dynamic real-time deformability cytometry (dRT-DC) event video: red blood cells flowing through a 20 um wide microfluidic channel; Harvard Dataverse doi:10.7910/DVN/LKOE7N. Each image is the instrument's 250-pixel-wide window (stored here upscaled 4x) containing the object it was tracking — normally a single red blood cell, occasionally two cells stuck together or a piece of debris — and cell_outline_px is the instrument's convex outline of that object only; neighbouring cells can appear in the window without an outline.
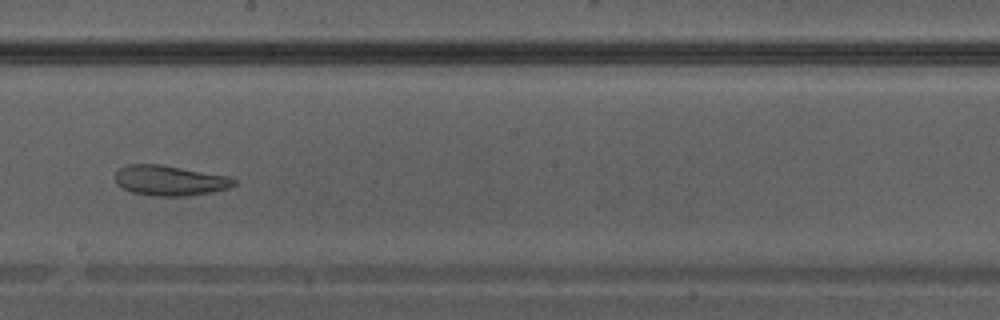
{"species": "Egyptian fruit bat (a non-hibernating species)", "species_latin": "Rousettus aegyptiacus", "temperature_condition": "warm", "stored_images_in_passage": 38, "camera_frame_rate_fps": 3000, "um_per_image_px": 0.085, "animal": {"sex": "male"}, "frame": {"image": 1, "passage_image": 22, "time_ms": 7.0, "image_size_px": [1000, 320], "cell_outline_px": [[236, 184], [228, 188], [188, 196], [152, 196], [132, 192], [116, 184], [116, 172], [120, 168], [128, 164], [160, 164], [228, 176], [236, 180]], "centroid_in_image_um": [14.42, 15.34], "position_along_channel_um": 233.8, "area_um2": 20.75}}
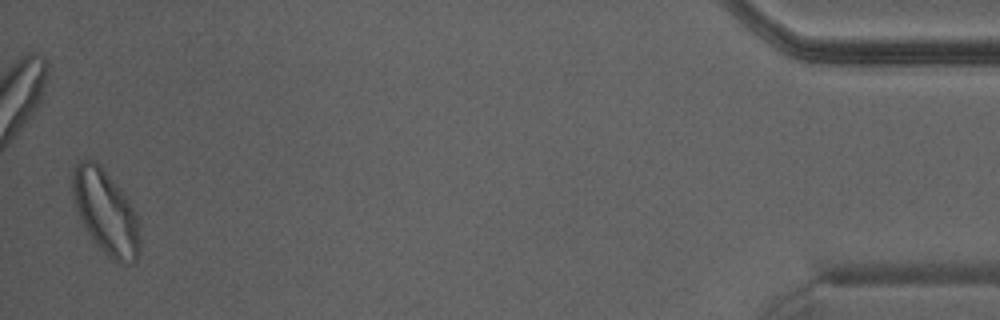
{"frame": {"image": 2, "passage_image": 38, "time_ms": 12.333, "image_size_px": [1000, 320], "cell_outline_px": [[140, 252], [136, 260], [132, 264], [116, 264], [108, 260], [92, 240], [76, 208], [72, 196], [72, 168], [76, 160], [92, 160], [100, 164], [128, 200], [140, 224]], "centroid_in_image_um": [8.99, 18.09], "position_along_channel_um": 426.2, "area_um2": 33.47}}